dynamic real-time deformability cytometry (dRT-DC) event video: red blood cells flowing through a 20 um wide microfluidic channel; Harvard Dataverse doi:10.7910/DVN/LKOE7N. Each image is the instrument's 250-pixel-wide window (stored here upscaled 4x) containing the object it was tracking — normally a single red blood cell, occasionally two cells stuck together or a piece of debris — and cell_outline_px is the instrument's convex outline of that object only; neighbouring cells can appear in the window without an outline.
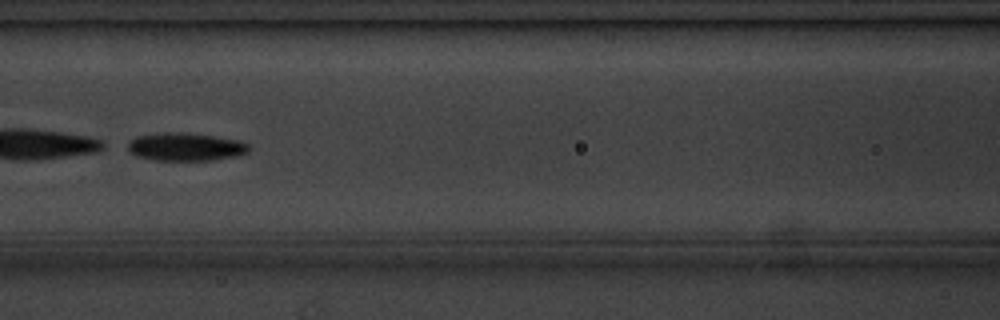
{"species": "common noctule bat (a hibernating species)", "species_latin": "Nyctalus noctula", "temperature_condition": "cold", "stored_images_in_passage": 7, "camera_frame_rate_fps": 3000, "um_per_image_px": 0.085, "animal": {"sex": "male", "body_mass_g": 20.1, "forearm_length_mm": 53.5}, "frame": {"image": 1, "passage_image": 7, "time_ms": 7.0, "image_size_px": [1000, 320], "cell_outline_px": [[252, 148], [248, 152], [236, 156], [212, 160], [156, 160], [136, 156], [128, 148], [128, 144], [136, 136], [164, 132], [184, 132], [240, 140], [248, 144]], "centroid_in_image_um": [15.81, 12.48], "position_along_channel_um": 150.8, "area_um2": 19.71}}